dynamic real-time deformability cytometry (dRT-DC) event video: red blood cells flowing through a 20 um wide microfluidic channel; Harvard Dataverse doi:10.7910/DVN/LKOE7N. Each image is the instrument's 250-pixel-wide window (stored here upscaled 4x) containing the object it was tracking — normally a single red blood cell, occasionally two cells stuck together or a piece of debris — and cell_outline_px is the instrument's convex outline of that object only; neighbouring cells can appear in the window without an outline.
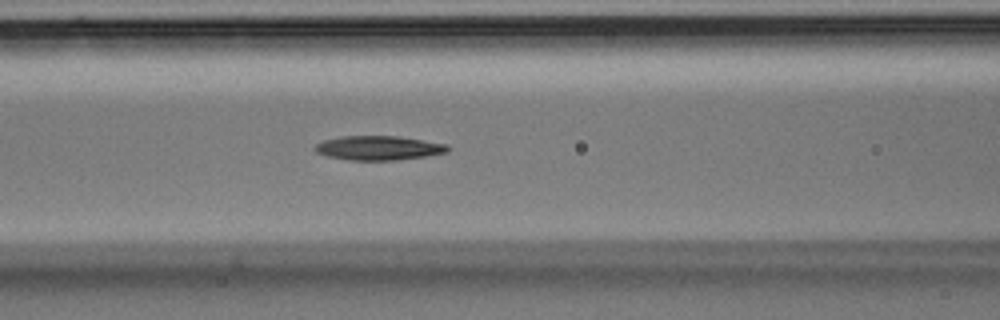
{"species": "Egyptian fruit bat (a non-hibernating species)", "species_latin": "Rousettus aegyptiacus", "temperature_condition": "room temperature", "stored_images_in_passage": 34, "camera_frame_rate_fps": 3000, "um_per_image_px": 0.085, "animal": {"sex": "male"}, "frame": {"image": 1, "passage_image": 6, "time_ms": 1.667, "image_size_px": [1000, 320], "cell_outline_px": [[448, 152], [424, 156], [396, 160], [348, 160], [328, 156], [316, 152], [312, 148], [316, 144], [324, 140], [340, 136], [396, 136], [448, 144]], "centroid_in_image_um": [32.14, 12.57], "position_along_channel_um": 134.5, "area_um2": 18.67}}
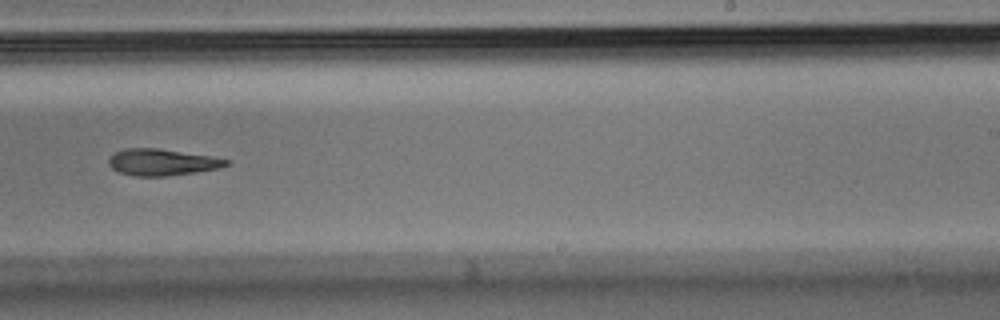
{"frame": {"image": 2, "passage_image": 16, "time_ms": 5.0, "image_size_px": [1000, 320], "cell_outline_px": [[228, 164], [220, 168], [196, 172], [168, 176], [136, 176], [120, 172], [112, 168], [108, 164], [108, 160], [116, 152], [124, 148], [156, 148], [212, 156], [228, 160]], "centroid_in_image_um": [13.77, 13.79], "position_along_channel_um": 275.2, "area_um2": 18.03}}
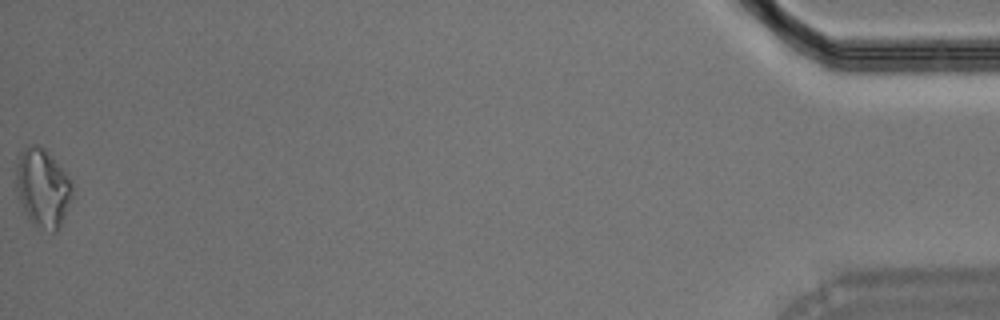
{"frame": {"image": 3, "passage_image": 34, "time_ms": 11.0, "image_size_px": [1000, 320], "cell_outline_px": [[72, 196], [64, 220], [56, 232], [52, 232], [36, 228], [32, 224], [24, 212], [16, 192], [16, 160], [20, 152], [28, 144], [40, 144], [44, 148], [72, 180]], "centroid_in_image_um": [3.61, 15.98], "position_along_channel_um": 431.6, "area_um2": 26.24}}